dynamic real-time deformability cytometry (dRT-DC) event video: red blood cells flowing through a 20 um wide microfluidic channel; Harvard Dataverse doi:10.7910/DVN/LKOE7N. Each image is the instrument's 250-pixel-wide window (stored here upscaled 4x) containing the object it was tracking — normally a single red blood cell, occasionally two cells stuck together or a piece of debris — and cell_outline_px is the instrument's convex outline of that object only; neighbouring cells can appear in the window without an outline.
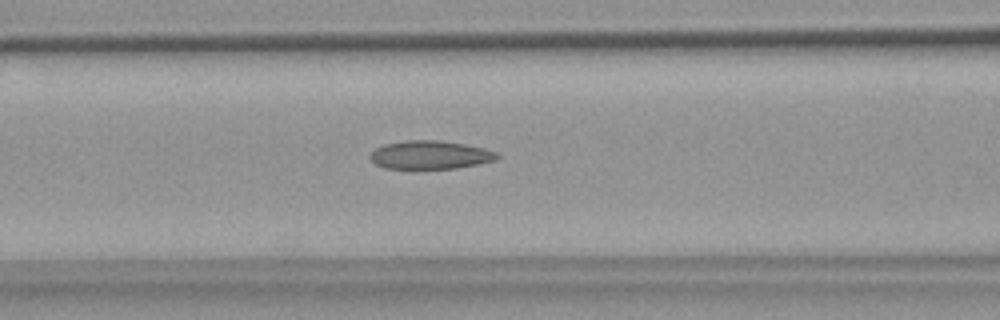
{"species": "common noctule bat (a hibernating species)", "species_latin": "Nyctalus noctula", "temperature_condition": "warm", "stored_images_in_passage": 36, "camera_frame_rate_fps": 3000, "um_per_image_px": 0.085, "animal": {"sex": "female", "body_mass_g": 18.4}, "frame": {"image": 1, "passage_image": 8, "time_ms": 2.333, "image_size_px": [1000, 320], "cell_outline_px": [[500, 156], [496, 160], [456, 168], [384, 168], [376, 164], [368, 156], [376, 148], [384, 144], [404, 140], [440, 140], [464, 144], [484, 148], [496, 152]], "centroid_in_image_um": [36.55, 13.15], "position_along_channel_um": 130.0, "area_um2": 20.87}}
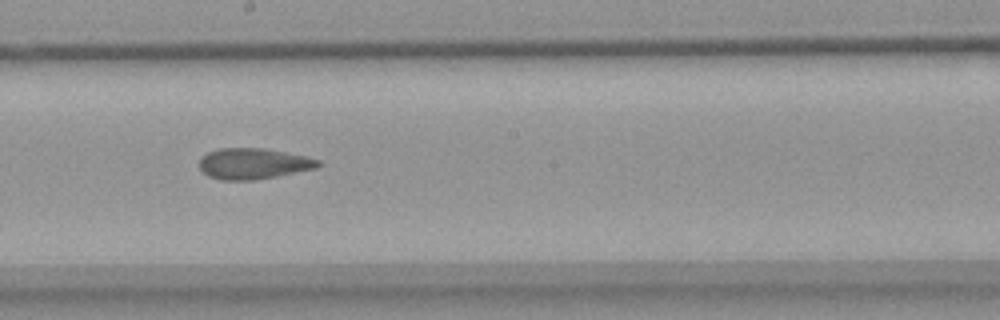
{"frame": {"image": 2, "passage_image": 16, "time_ms": 5.0, "image_size_px": [1000, 320], "cell_outline_px": [[320, 164], [316, 168], [276, 176], [252, 180], [220, 180], [208, 176], [200, 168], [200, 156], [208, 152], [220, 148], [264, 148], [304, 156], [320, 160]], "centroid_in_image_um": [21.5, 13.91], "position_along_channel_um": 226.7, "area_um2": 21.21}}
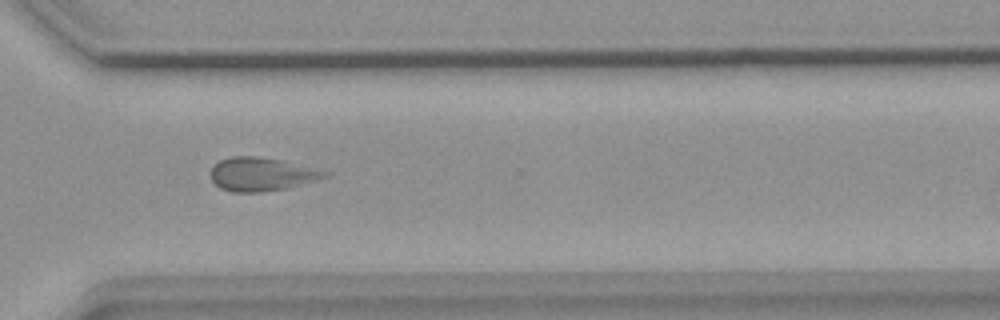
{"frame": {"image": 3, "passage_image": 26, "time_ms": 8.333, "image_size_px": [1000, 320], "cell_outline_px": [[332, 172], [328, 176], [316, 180], [284, 188], [260, 192], [232, 192], [220, 188], [208, 176], [208, 172], [220, 160], [232, 156], [256, 156], [284, 160]], "centroid_in_image_um": [22.22, 14.79], "position_along_channel_um": 348.4, "area_um2": 22.37}, "authors_computed_cell_mechanics": {"area_um2": 21.6172, "velocity_mm_per_s": 3.6465, "shape_relaxation_time_tau1_ms": null, "shape_relaxation_time_tau2_ms": 3.4153, "deformation_change_tau1": null, "deformation_change_tau2": 0.1075}}